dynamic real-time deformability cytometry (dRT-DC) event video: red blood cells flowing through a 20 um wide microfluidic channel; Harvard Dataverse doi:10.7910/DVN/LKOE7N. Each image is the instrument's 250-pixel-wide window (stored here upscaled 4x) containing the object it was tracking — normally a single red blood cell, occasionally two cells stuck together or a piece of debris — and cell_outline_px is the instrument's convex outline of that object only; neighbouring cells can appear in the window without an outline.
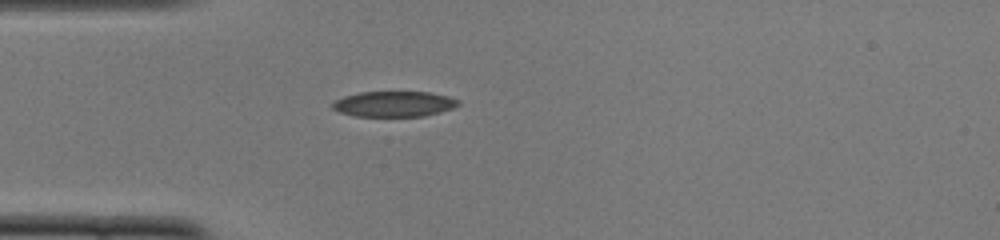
{"species": "common noctule bat (a hibernating species)", "species_latin": "Nyctalus noctula", "temperature_condition": "cold", "stored_images_in_passage": 45, "camera_frame_rate_fps": 3000, "um_per_image_px": 0.085, "animal": {"sex": "female", "body_mass_g": 22.0, "forearm_length_mm": 56.7}, "frame": {"image": 1, "passage_image": 7, "time_ms": 2.0, "image_size_px": [1000, 240], "cell_outline_px": [[460, 104], [452, 108], [440, 112], [424, 116], [356, 116], [340, 112], [332, 108], [332, 104], [336, 100], [344, 96], [360, 92], [428, 92], [448, 96], [460, 100]], "centroid_in_image_um": [33.51, 8.83], "position_along_channel_um": 51.5, "area_um2": 18.61}}
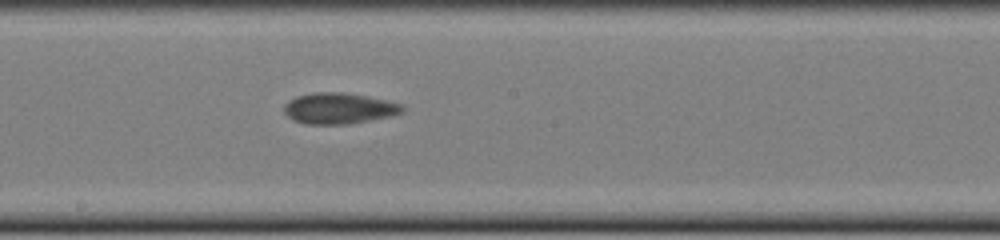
{"frame": {"image": 2, "passage_image": 21, "time_ms": 6.667, "image_size_px": [1000, 240], "cell_outline_px": [[404, 112], [392, 116], [348, 124], [304, 124], [292, 120], [284, 112], [284, 104], [288, 100], [296, 96], [316, 92], [344, 92], [368, 96], [404, 104]], "centroid_in_image_um": [28.82, 9.21], "position_along_channel_um": 219.4, "area_um2": 21.62}}
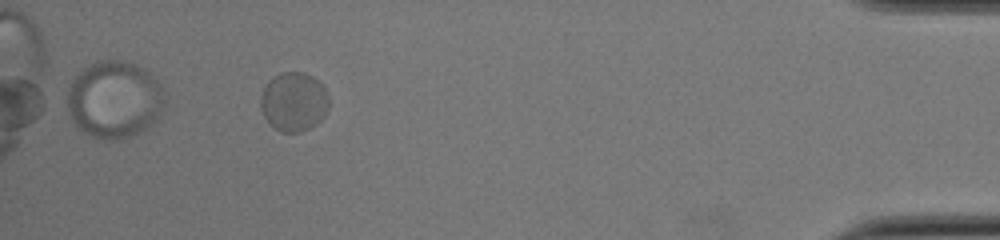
{"frame": {"image": 3, "passage_image": 41, "time_ms": 13.333, "image_size_px": [1000, 240], "cell_outline_px": [[328, 108], [324, 116], [316, 124], [300, 132], [280, 132], [272, 128], [268, 124], [264, 116], [260, 104], [260, 96], [264, 88], [280, 72], [304, 72], [312, 76], [324, 88], [328, 96]], "centroid_in_image_um": [24.96, 8.68], "position_along_channel_um": 410.2, "area_um2": 23.41}, "authors_computed_cell_mechanics": {"area_um2": 20.6346, "velocity_mm_per_s": 3.7554, "shape_relaxation_time_tau1_ms": 2.902, "shape_relaxation_time_tau2_ms": null, "deformation_change_tau1": 0.0984, "deformation_change_tau2": null}}